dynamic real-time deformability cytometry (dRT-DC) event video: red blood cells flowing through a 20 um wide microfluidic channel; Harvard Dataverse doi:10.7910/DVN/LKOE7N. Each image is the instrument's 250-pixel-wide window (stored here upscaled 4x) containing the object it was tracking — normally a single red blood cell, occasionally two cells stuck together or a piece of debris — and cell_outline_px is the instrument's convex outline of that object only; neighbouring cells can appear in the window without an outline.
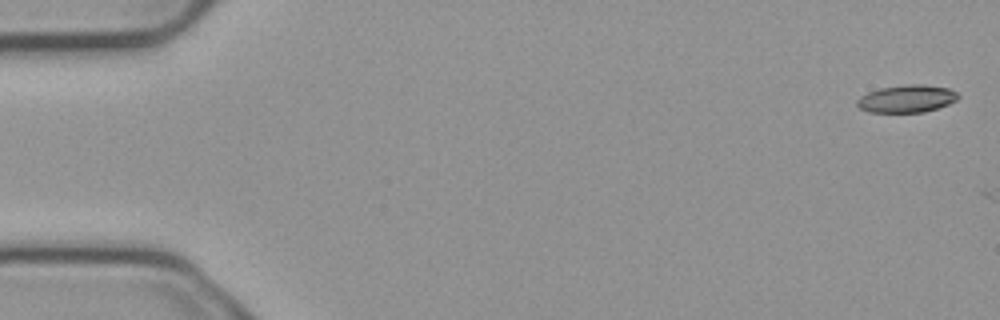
{"species": "common noctule bat (a hibernating species)", "species_latin": "Nyctalus noctula", "temperature_condition": "cold", "stored_images_in_passage": 2, "camera_frame_rate_fps": 3000, "um_per_image_px": 0.085, "animal": {"sex": "male", "body_mass_g": 23.1, "forearm_length_mm": 52.7}, "frame": {"image": 1, "passage_image": 1, "time_ms": 0.0, "image_size_px": [1000, 320], "cell_outline_px": [[960, 96], [956, 100], [948, 104], [924, 112], [868, 112], [860, 108], [856, 104], [856, 100], [860, 96], [868, 92], [880, 88], [908, 84], [924, 84], [948, 88], [956, 92]], "centroid_in_image_um": [77.06, 8.38], "position_along_channel_um": 7.9, "area_um2": 16.18}}